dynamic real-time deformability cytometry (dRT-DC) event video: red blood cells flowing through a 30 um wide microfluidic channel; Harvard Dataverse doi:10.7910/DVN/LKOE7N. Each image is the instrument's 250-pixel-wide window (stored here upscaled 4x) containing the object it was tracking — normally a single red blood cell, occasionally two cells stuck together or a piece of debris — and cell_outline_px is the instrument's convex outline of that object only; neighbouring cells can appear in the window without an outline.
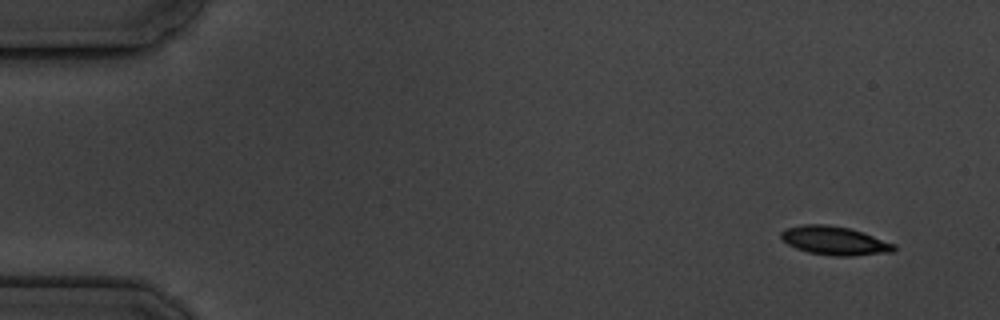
{"species": "common noctule bat (a hibernating species)", "species_latin": "Nyctalus noctula", "temperature_condition": "cold", "stored_images_in_passage": 16, "camera_frame_rate_fps": 3000, "um_per_image_px": 0.085, "animal": {"sex": "male", "body_mass_g": 19.5, "forearm_length_mm": 54.6}, "frame": {"image": 1, "passage_image": 1, "time_ms": 0.0, "image_size_px": [1000, 320], "cell_outline_px": [[896, 248], [892, 252], [852, 256], [832, 256], [808, 252], [796, 248], [788, 244], [780, 236], [780, 232], [784, 228], [804, 224], [828, 224], [848, 228], [896, 244]], "centroid_in_image_um": [70.91, 20.46], "position_along_channel_um": 14.1, "area_um2": 18.79}}
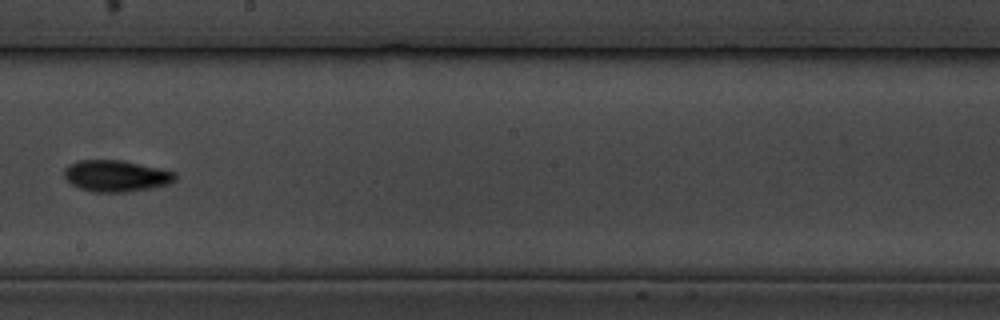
{"frame": {"image": 2, "passage_image": 9, "time_ms": 9.667, "image_size_px": [1000, 320], "cell_outline_px": [[176, 180], [168, 184], [152, 188], [128, 192], [92, 192], [76, 188], [64, 176], [64, 168], [68, 164], [80, 160], [120, 160], [160, 168], [176, 172]], "centroid_in_image_um": [9.86, 14.96], "position_along_channel_um": 238.3, "area_um2": 20.52}}
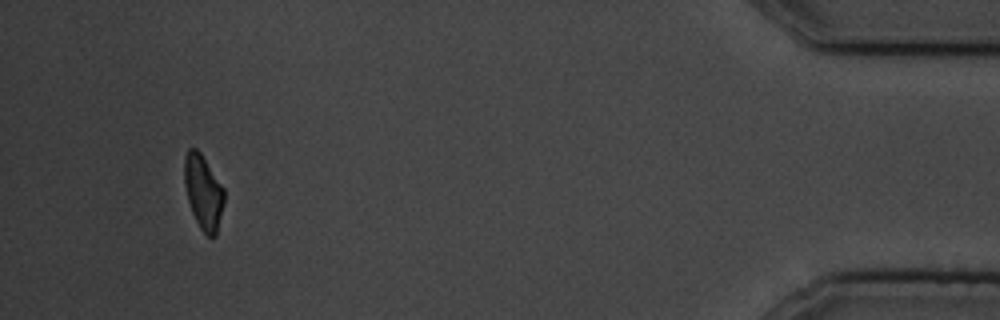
{"frame": {"image": 3, "passage_image": 15, "time_ms": 16.667, "image_size_px": [1000, 320], "cell_outline_px": [[224, 200], [216, 236], [208, 236], [200, 228], [192, 212], [188, 200], [184, 184], [184, 156], [188, 148], [196, 148], [200, 152], [224, 188]], "centroid_in_image_um": [17.27, 16.3], "position_along_channel_um": 417.9, "area_um2": 17.11}, "authors_computed_cell_mechanics": {"area_um2": 18.8428, "velocity_mm_per_s": 3.5256, "shape_relaxation_time_tau1_ms": 2.253, "shape_relaxation_time_tau2_ms": 5.6442, "deformation_change_tau1": 0.0765, "deformation_change_tau2": 0.1035}}